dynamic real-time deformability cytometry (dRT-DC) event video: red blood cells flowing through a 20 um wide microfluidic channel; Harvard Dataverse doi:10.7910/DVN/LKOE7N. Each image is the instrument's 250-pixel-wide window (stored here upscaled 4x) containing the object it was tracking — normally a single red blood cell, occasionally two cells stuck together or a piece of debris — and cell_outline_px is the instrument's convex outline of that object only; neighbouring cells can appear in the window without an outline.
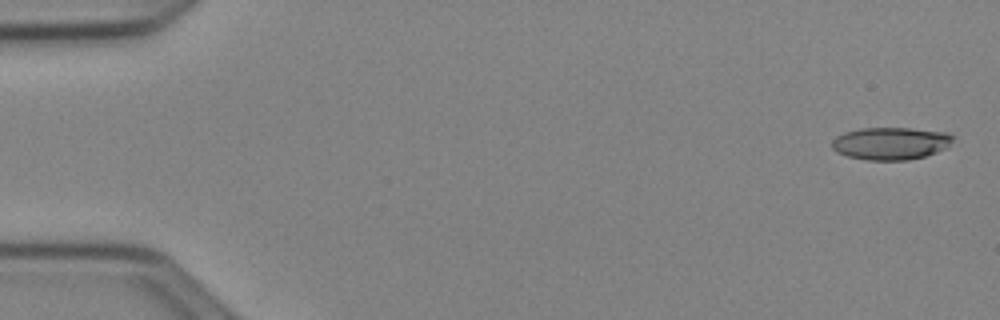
{"species": "Egyptian fruit bat (a non-hibernating species)", "species_latin": "Rousettus aegyptiacus", "temperature_condition": "cold", "stored_images_in_passage": 4, "camera_frame_rate_fps": 3000, "um_per_image_px": 0.085, "animal": {"sex": "female"}, "frame": {"image": 1, "passage_image": 2, "time_ms": 0.333, "image_size_px": [1000, 320], "cell_outline_px": [[952, 140], [944, 148], [936, 152], [924, 156], [908, 160], [864, 160], [848, 156], [836, 152], [832, 148], [832, 140], [836, 136], [844, 132], [860, 128], [908, 128], [948, 132], [952, 136]], "centroid_in_image_um": [75.66, 12.18], "position_along_channel_um": 9.3, "area_um2": 22.83}}